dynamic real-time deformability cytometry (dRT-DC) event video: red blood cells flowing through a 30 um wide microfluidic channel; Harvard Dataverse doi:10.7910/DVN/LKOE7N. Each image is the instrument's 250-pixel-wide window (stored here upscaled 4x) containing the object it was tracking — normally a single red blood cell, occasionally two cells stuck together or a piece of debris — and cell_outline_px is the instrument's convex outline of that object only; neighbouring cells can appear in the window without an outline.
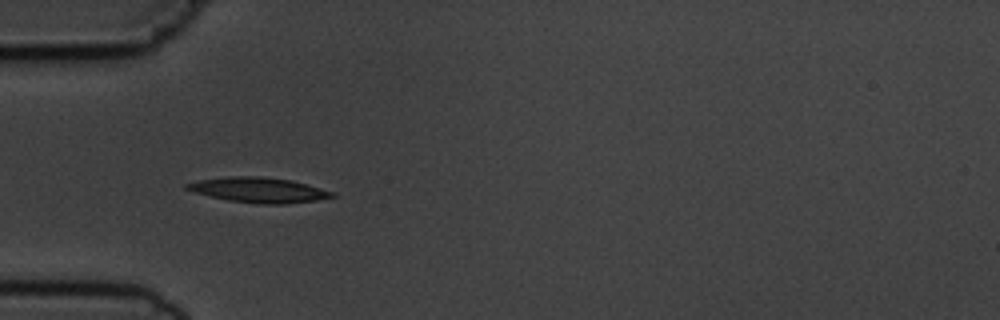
{"species": "common noctule bat (a hibernating species)", "species_latin": "Nyctalus noctula", "temperature_condition": "cold", "stored_images_in_passage": 14, "camera_frame_rate_fps": 3000, "um_per_image_px": 0.085, "animal": {"sex": "male", "body_mass_g": 19.5, "forearm_length_mm": 54.6}, "frame": {"image": 1, "passage_image": 4, "time_ms": 4.333, "image_size_px": [1000, 320], "cell_outline_px": [[336, 196], [316, 200], [284, 204], [260, 204], [228, 200], [192, 192], [184, 188], [184, 184], [200, 180], [224, 176], [260, 176], [292, 180], [336, 192]], "centroid_in_image_um": [21.98, 16.14], "position_along_channel_um": 63.0, "area_um2": 21.39}}
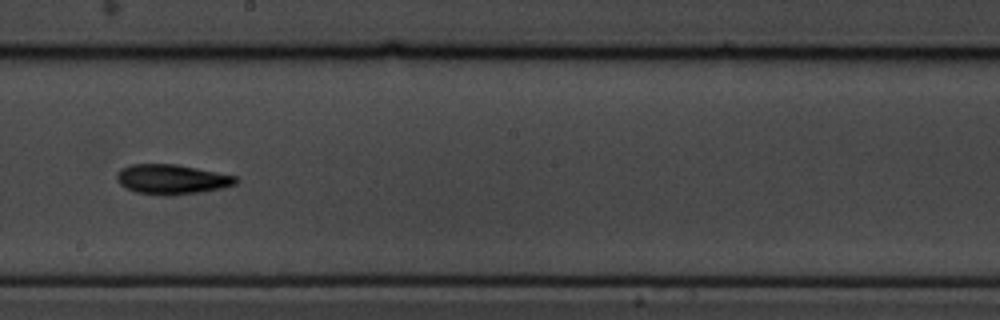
{"frame": {"image": 2, "passage_image": 8, "time_ms": 9.0, "image_size_px": [1000, 320], "cell_outline_px": [[240, 180], [236, 184], [220, 188], [200, 192], [172, 196], [164, 196], [136, 192], [124, 188], [116, 180], [116, 176], [120, 168], [132, 164], [176, 164], [236, 176]], "centroid_in_image_um": [14.57, 15.25], "position_along_channel_um": 233.6, "area_um2": 20.81}}
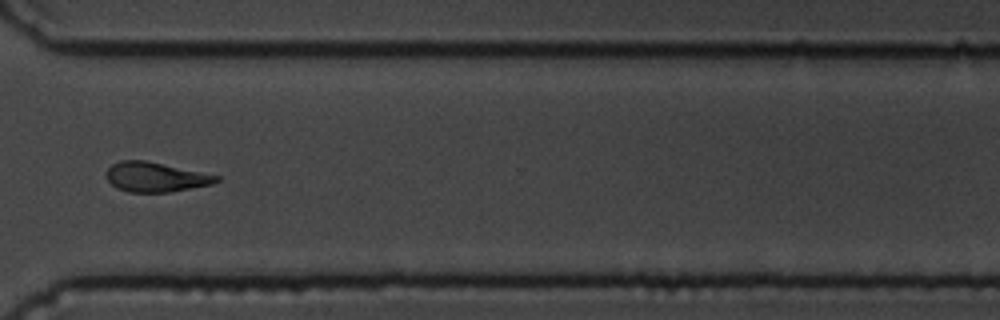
{"frame": {"image": 3, "passage_image": 11, "time_ms": 12.333, "image_size_px": [1000, 320], "cell_outline_px": [[220, 180], [212, 184], [172, 192], [128, 192], [116, 188], [108, 180], [108, 168], [112, 164], [120, 160], [144, 160], [220, 176]], "centroid_in_image_um": [13.23, 15.06], "position_along_channel_um": 357.4, "area_um2": 18.84}, "authors_computed_cell_mechanics": {"area_um2": 19.5653, "velocity_mm_per_s": 3.7133, "shape_relaxation_time_tau1_ms": 9.6758, "shape_relaxation_time_tau2_ms": null, "deformation_change_tau1": 0.2135, "deformation_change_tau2": null}}